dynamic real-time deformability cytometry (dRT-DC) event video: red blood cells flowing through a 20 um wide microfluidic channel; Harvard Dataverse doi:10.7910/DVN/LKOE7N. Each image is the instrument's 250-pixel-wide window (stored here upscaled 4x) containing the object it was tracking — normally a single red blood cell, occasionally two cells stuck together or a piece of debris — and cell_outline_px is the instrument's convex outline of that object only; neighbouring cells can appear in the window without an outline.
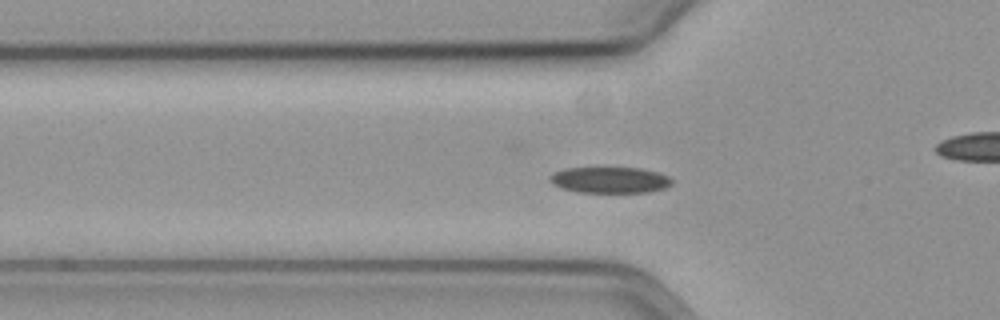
{"species": "common noctule bat (a hibernating species)", "species_latin": "Nyctalus noctula", "temperature_condition": "cold", "stored_images_in_passage": 45, "camera_frame_rate_fps": 3000, "um_per_image_px": 0.085, "animal": {"sex": "female", "body_mass_g": 19.3, "forearm_length_mm": 54.1}, "frame": {"image": 1, "passage_image": 5, "time_ms": 1.333, "image_size_px": [1000, 320], "cell_outline_px": [[672, 184], [664, 188], [648, 192], [576, 192], [560, 188], [552, 184], [548, 180], [548, 176], [552, 172], [564, 168], [596, 164], [604, 164], [640, 168], [656, 172], [668, 176], [672, 180]], "centroid_in_image_um": [51.72, 15.23], "position_along_channel_um": 74.1, "area_um2": 19.88}}
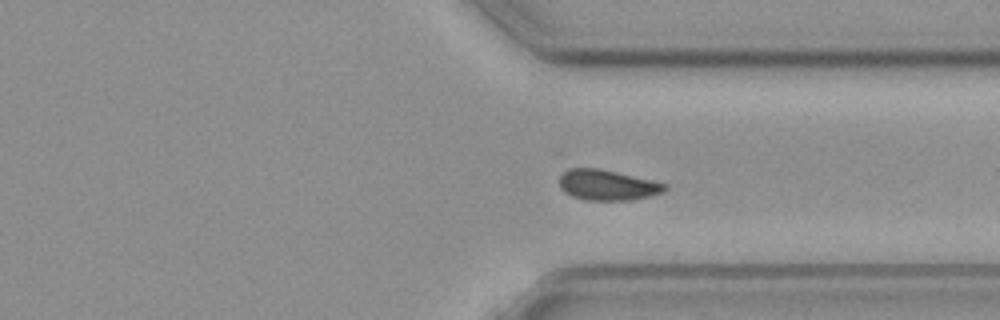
{"frame": {"image": 2, "passage_image": 29, "time_ms": 9.333, "image_size_px": [1000, 320], "cell_outline_px": [[668, 188], [664, 192], [652, 196], [628, 200], [584, 200], [572, 196], [564, 192], [560, 188], [560, 176], [568, 168], [600, 168], [652, 180], [668, 184]], "centroid_in_image_um": [51.65, 15.73], "position_along_channel_um": 359.8, "area_um2": 18.9}}
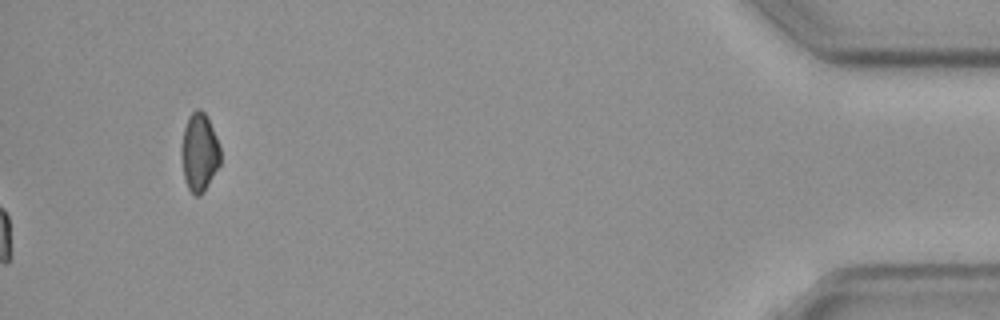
{"frame": {"image": 3, "passage_image": 45, "time_ms": 14.667, "image_size_px": [1000, 320], "cell_outline_px": [[220, 164], [204, 192], [200, 196], [196, 196], [188, 188], [184, 180], [180, 156], [180, 148], [184, 128], [188, 116], [196, 108], [200, 108], [208, 116], [216, 136], [220, 148]], "centroid_in_image_um": [16.92, 12.93], "position_along_channel_um": 418.3, "area_um2": 18.15}}